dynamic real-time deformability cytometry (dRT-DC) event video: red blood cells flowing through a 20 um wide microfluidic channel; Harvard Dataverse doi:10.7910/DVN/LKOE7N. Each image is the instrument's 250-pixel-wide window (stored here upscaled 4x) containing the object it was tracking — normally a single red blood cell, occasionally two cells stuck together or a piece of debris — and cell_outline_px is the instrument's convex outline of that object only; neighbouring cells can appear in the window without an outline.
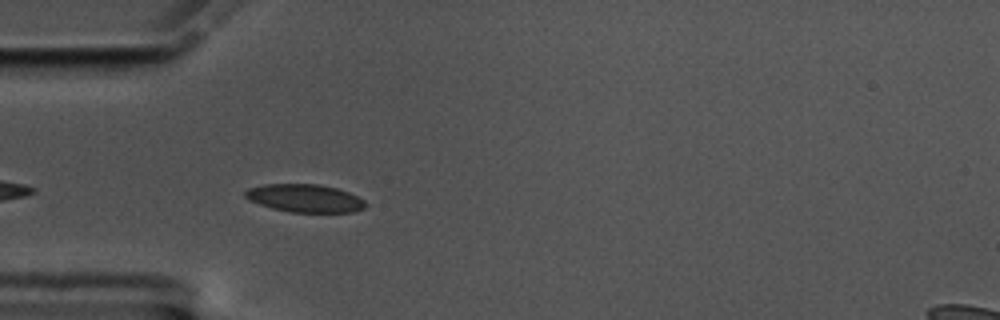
{"species": "common noctule bat (a hibernating species)", "species_latin": "Nyctalus noctula", "temperature_condition": "cold", "stored_images_in_passage": 10, "camera_frame_rate_fps": 3000, "um_per_image_px": 0.085, "animal": {"sex": "male", "body_mass_g": 17.5, "forearm_length_mm": 52.3}, "frame": {"image": 1, "passage_image": 2, "time_ms": 0.333, "image_size_px": [1000, 320], "cell_outline_px": [[368, 204], [364, 208], [352, 212], [292, 212], [272, 208], [248, 200], [244, 196], [244, 192], [248, 188], [264, 184], [320, 184], [336, 188], [348, 192], [364, 200]], "centroid_in_image_um": [25.9, 16.84], "position_along_channel_um": 59.1, "area_um2": 19.59}}